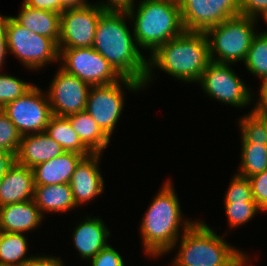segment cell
<instances>
[{
  "instance_id": "cell-27",
  "label": "cell",
  "mask_w": 267,
  "mask_h": 266,
  "mask_svg": "<svg viewBox=\"0 0 267 266\" xmlns=\"http://www.w3.org/2000/svg\"><path fill=\"white\" fill-rule=\"evenodd\" d=\"M250 111L239 118L241 137L247 143L267 145V119L259 110L252 108Z\"/></svg>"
},
{
  "instance_id": "cell-2",
  "label": "cell",
  "mask_w": 267,
  "mask_h": 266,
  "mask_svg": "<svg viewBox=\"0 0 267 266\" xmlns=\"http://www.w3.org/2000/svg\"><path fill=\"white\" fill-rule=\"evenodd\" d=\"M167 180L154 196L139 225L143 250L153 259L170 253L180 235H183L180 234L182 228L186 231L196 222L183 219L173 183Z\"/></svg>"
},
{
  "instance_id": "cell-19",
  "label": "cell",
  "mask_w": 267,
  "mask_h": 266,
  "mask_svg": "<svg viewBox=\"0 0 267 266\" xmlns=\"http://www.w3.org/2000/svg\"><path fill=\"white\" fill-rule=\"evenodd\" d=\"M44 216L33 199L0 207V231L23 234L38 228Z\"/></svg>"
},
{
  "instance_id": "cell-36",
  "label": "cell",
  "mask_w": 267,
  "mask_h": 266,
  "mask_svg": "<svg viewBox=\"0 0 267 266\" xmlns=\"http://www.w3.org/2000/svg\"><path fill=\"white\" fill-rule=\"evenodd\" d=\"M23 3L34 9L53 11L59 14L67 8L62 0H23Z\"/></svg>"
},
{
  "instance_id": "cell-22",
  "label": "cell",
  "mask_w": 267,
  "mask_h": 266,
  "mask_svg": "<svg viewBox=\"0 0 267 266\" xmlns=\"http://www.w3.org/2000/svg\"><path fill=\"white\" fill-rule=\"evenodd\" d=\"M33 201L43 216L46 212L66 213L77 207L70 184L35 185Z\"/></svg>"
},
{
  "instance_id": "cell-17",
  "label": "cell",
  "mask_w": 267,
  "mask_h": 266,
  "mask_svg": "<svg viewBox=\"0 0 267 266\" xmlns=\"http://www.w3.org/2000/svg\"><path fill=\"white\" fill-rule=\"evenodd\" d=\"M64 149L45 132L26 134L21 137L16 162L28 168L61 155Z\"/></svg>"
},
{
  "instance_id": "cell-15",
  "label": "cell",
  "mask_w": 267,
  "mask_h": 266,
  "mask_svg": "<svg viewBox=\"0 0 267 266\" xmlns=\"http://www.w3.org/2000/svg\"><path fill=\"white\" fill-rule=\"evenodd\" d=\"M102 153H92L84 157L77 165L70 186L75 204L86 206V203L97 198L104 191V179L99 167Z\"/></svg>"
},
{
  "instance_id": "cell-18",
  "label": "cell",
  "mask_w": 267,
  "mask_h": 266,
  "mask_svg": "<svg viewBox=\"0 0 267 266\" xmlns=\"http://www.w3.org/2000/svg\"><path fill=\"white\" fill-rule=\"evenodd\" d=\"M34 187L33 169L15 162L0 181V207L33 199Z\"/></svg>"
},
{
  "instance_id": "cell-7",
  "label": "cell",
  "mask_w": 267,
  "mask_h": 266,
  "mask_svg": "<svg viewBox=\"0 0 267 266\" xmlns=\"http://www.w3.org/2000/svg\"><path fill=\"white\" fill-rule=\"evenodd\" d=\"M6 39L8 52L30 71L41 70L52 62H60L59 47L53 39L29 31L13 16H6Z\"/></svg>"
},
{
  "instance_id": "cell-9",
  "label": "cell",
  "mask_w": 267,
  "mask_h": 266,
  "mask_svg": "<svg viewBox=\"0 0 267 266\" xmlns=\"http://www.w3.org/2000/svg\"><path fill=\"white\" fill-rule=\"evenodd\" d=\"M60 66L91 86L108 85L123 77L93 47L59 48Z\"/></svg>"
},
{
  "instance_id": "cell-40",
  "label": "cell",
  "mask_w": 267,
  "mask_h": 266,
  "mask_svg": "<svg viewBox=\"0 0 267 266\" xmlns=\"http://www.w3.org/2000/svg\"><path fill=\"white\" fill-rule=\"evenodd\" d=\"M262 84L260 85L259 91V99H253L254 101H257L256 103H267V76L261 80Z\"/></svg>"
},
{
  "instance_id": "cell-30",
  "label": "cell",
  "mask_w": 267,
  "mask_h": 266,
  "mask_svg": "<svg viewBox=\"0 0 267 266\" xmlns=\"http://www.w3.org/2000/svg\"><path fill=\"white\" fill-rule=\"evenodd\" d=\"M34 85L9 74H1L0 70V109L7 103L23 96Z\"/></svg>"
},
{
  "instance_id": "cell-37",
  "label": "cell",
  "mask_w": 267,
  "mask_h": 266,
  "mask_svg": "<svg viewBox=\"0 0 267 266\" xmlns=\"http://www.w3.org/2000/svg\"><path fill=\"white\" fill-rule=\"evenodd\" d=\"M21 266H65L60 257L57 256H46V255H34L32 259L25 262Z\"/></svg>"
},
{
  "instance_id": "cell-6",
  "label": "cell",
  "mask_w": 267,
  "mask_h": 266,
  "mask_svg": "<svg viewBox=\"0 0 267 266\" xmlns=\"http://www.w3.org/2000/svg\"><path fill=\"white\" fill-rule=\"evenodd\" d=\"M258 19L235 16L208 29L209 57L218 63L234 64L246 59L254 36Z\"/></svg>"
},
{
  "instance_id": "cell-3",
  "label": "cell",
  "mask_w": 267,
  "mask_h": 266,
  "mask_svg": "<svg viewBox=\"0 0 267 266\" xmlns=\"http://www.w3.org/2000/svg\"><path fill=\"white\" fill-rule=\"evenodd\" d=\"M148 58L143 89L154 77V68L184 83H198L208 63L209 41L205 32L184 31L159 46Z\"/></svg>"
},
{
  "instance_id": "cell-32",
  "label": "cell",
  "mask_w": 267,
  "mask_h": 266,
  "mask_svg": "<svg viewBox=\"0 0 267 266\" xmlns=\"http://www.w3.org/2000/svg\"><path fill=\"white\" fill-rule=\"evenodd\" d=\"M224 203L255 202L248 178L235 174L225 192Z\"/></svg>"
},
{
  "instance_id": "cell-25",
  "label": "cell",
  "mask_w": 267,
  "mask_h": 266,
  "mask_svg": "<svg viewBox=\"0 0 267 266\" xmlns=\"http://www.w3.org/2000/svg\"><path fill=\"white\" fill-rule=\"evenodd\" d=\"M28 239L23 234L0 231V265L21 266L34 256H26Z\"/></svg>"
},
{
  "instance_id": "cell-1",
  "label": "cell",
  "mask_w": 267,
  "mask_h": 266,
  "mask_svg": "<svg viewBox=\"0 0 267 266\" xmlns=\"http://www.w3.org/2000/svg\"><path fill=\"white\" fill-rule=\"evenodd\" d=\"M127 18L129 19L127 11L105 10L99 18L92 47L122 77L136 80L143 85L148 59L141 54L134 33L127 26Z\"/></svg>"
},
{
  "instance_id": "cell-11",
  "label": "cell",
  "mask_w": 267,
  "mask_h": 266,
  "mask_svg": "<svg viewBox=\"0 0 267 266\" xmlns=\"http://www.w3.org/2000/svg\"><path fill=\"white\" fill-rule=\"evenodd\" d=\"M2 110L22 136L45 132L52 116L47 94L35 84L23 96L7 103Z\"/></svg>"
},
{
  "instance_id": "cell-20",
  "label": "cell",
  "mask_w": 267,
  "mask_h": 266,
  "mask_svg": "<svg viewBox=\"0 0 267 266\" xmlns=\"http://www.w3.org/2000/svg\"><path fill=\"white\" fill-rule=\"evenodd\" d=\"M85 156L72 151H64L53 159L36 165L33 169L34 185L69 184L71 177Z\"/></svg>"
},
{
  "instance_id": "cell-28",
  "label": "cell",
  "mask_w": 267,
  "mask_h": 266,
  "mask_svg": "<svg viewBox=\"0 0 267 266\" xmlns=\"http://www.w3.org/2000/svg\"><path fill=\"white\" fill-rule=\"evenodd\" d=\"M245 68L260 80L267 76V33L258 32L244 60Z\"/></svg>"
},
{
  "instance_id": "cell-31",
  "label": "cell",
  "mask_w": 267,
  "mask_h": 266,
  "mask_svg": "<svg viewBox=\"0 0 267 266\" xmlns=\"http://www.w3.org/2000/svg\"><path fill=\"white\" fill-rule=\"evenodd\" d=\"M22 135L9 119L7 114L0 109V150L17 154Z\"/></svg>"
},
{
  "instance_id": "cell-38",
  "label": "cell",
  "mask_w": 267,
  "mask_h": 266,
  "mask_svg": "<svg viewBox=\"0 0 267 266\" xmlns=\"http://www.w3.org/2000/svg\"><path fill=\"white\" fill-rule=\"evenodd\" d=\"M7 53L9 52L6 39V16L0 14V70L4 67Z\"/></svg>"
},
{
  "instance_id": "cell-14",
  "label": "cell",
  "mask_w": 267,
  "mask_h": 266,
  "mask_svg": "<svg viewBox=\"0 0 267 266\" xmlns=\"http://www.w3.org/2000/svg\"><path fill=\"white\" fill-rule=\"evenodd\" d=\"M58 70L46 91L52 114L67 117L84 111L91 85L61 67Z\"/></svg>"
},
{
  "instance_id": "cell-43",
  "label": "cell",
  "mask_w": 267,
  "mask_h": 266,
  "mask_svg": "<svg viewBox=\"0 0 267 266\" xmlns=\"http://www.w3.org/2000/svg\"><path fill=\"white\" fill-rule=\"evenodd\" d=\"M265 23H267V16L264 18L263 20ZM265 32L267 33V31L265 30Z\"/></svg>"
},
{
  "instance_id": "cell-12",
  "label": "cell",
  "mask_w": 267,
  "mask_h": 266,
  "mask_svg": "<svg viewBox=\"0 0 267 266\" xmlns=\"http://www.w3.org/2000/svg\"><path fill=\"white\" fill-rule=\"evenodd\" d=\"M105 10L97 4L67 7L60 14L59 48L92 47L96 27Z\"/></svg>"
},
{
  "instance_id": "cell-13",
  "label": "cell",
  "mask_w": 267,
  "mask_h": 266,
  "mask_svg": "<svg viewBox=\"0 0 267 266\" xmlns=\"http://www.w3.org/2000/svg\"><path fill=\"white\" fill-rule=\"evenodd\" d=\"M185 31L206 32L241 15L240 0H178Z\"/></svg>"
},
{
  "instance_id": "cell-44",
  "label": "cell",
  "mask_w": 267,
  "mask_h": 266,
  "mask_svg": "<svg viewBox=\"0 0 267 266\" xmlns=\"http://www.w3.org/2000/svg\"><path fill=\"white\" fill-rule=\"evenodd\" d=\"M248 263H249V262H248V260H247V261H246V263L244 264V266H247V265H248Z\"/></svg>"
},
{
  "instance_id": "cell-29",
  "label": "cell",
  "mask_w": 267,
  "mask_h": 266,
  "mask_svg": "<svg viewBox=\"0 0 267 266\" xmlns=\"http://www.w3.org/2000/svg\"><path fill=\"white\" fill-rule=\"evenodd\" d=\"M228 226L236 228L248 223L249 220L254 218L257 213L263 210L256 204V202H234L224 203Z\"/></svg>"
},
{
  "instance_id": "cell-4",
  "label": "cell",
  "mask_w": 267,
  "mask_h": 266,
  "mask_svg": "<svg viewBox=\"0 0 267 266\" xmlns=\"http://www.w3.org/2000/svg\"><path fill=\"white\" fill-rule=\"evenodd\" d=\"M180 238L173 246L180 244L173 266H244L249 260L247 253L229 245L203 220H196Z\"/></svg>"
},
{
  "instance_id": "cell-24",
  "label": "cell",
  "mask_w": 267,
  "mask_h": 266,
  "mask_svg": "<svg viewBox=\"0 0 267 266\" xmlns=\"http://www.w3.org/2000/svg\"><path fill=\"white\" fill-rule=\"evenodd\" d=\"M45 133L54 139L64 151H72L89 156L92 152L82 143L78 134L72 128L69 118L52 114L46 126Z\"/></svg>"
},
{
  "instance_id": "cell-34",
  "label": "cell",
  "mask_w": 267,
  "mask_h": 266,
  "mask_svg": "<svg viewBox=\"0 0 267 266\" xmlns=\"http://www.w3.org/2000/svg\"><path fill=\"white\" fill-rule=\"evenodd\" d=\"M91 266H124L122 256L110 244L105 246L94 258L90 259Z\"/></svg>"
},
{
  "instance_id": "cell-16",
  "label": "cell",
  "mask_w": 267,
  "mask_h": 266,
  "mask_svg": "<svg viewBox=\"0 0 267 266\" xmlns=\"http://www.w3.org/2000/svg\"><path fill=\"white\" fill-rule=\"evenodd\" d=\"M110 235V230L100 217L86 215V219L75 226L72 239L80 257L89 261L110 243Z\"/></svg>"
},
{
  "instance_id": "cell-26",
  "label": "cell",
  "mask_w": 267,
  "mask_h": 266,
  "mask_svg": "<svg viewBox=\"0 0 267 266\" xmlns=\"http://www.w3.org/2000/svg\"><path fill=\"white\" fill-rule=\"evenodd\" d=\"M241 161L238 175L249 178L267 169V145L247 143L241 137Z\"/></svg>"
},
{
  "instance_id": "cell-5",
  "label": "cell",
  "mask_w": 267,
  "mask_h": 266,
  "mask_svg": "<svg viewBox=\"0 0 267 266\" xmlns=\"http://www.w3.org/2000/svg\"><path fill=\"white\" fill-rule=\"evenodd\" d=\"M138 4L127 13L140 49L152 54L163 43L185 31L177 0H140Z\"/></svg>"
},
{
  "instance_id": "cell-23",
  "label": "cell",
  "mask_w": 267,
  "mask_h": 266,
  "mask_svg": "<svg viewBox=\"0 0 267 266\" xmlns=\"http://www.w3.org/2000/svg\"><path fill=\"white\" fill-rule=\"evenodd\" d=\"M67 117L82 143L92 153L103 154L110 138L99 128L96 121L85 110Z\"/></svg>"
},
{
  "instance_id": "cell-35",
  "label": "cell",
  "mask_w": 267,
  "mask_h": 266,
  "mask_svg": "<svg viewBox=\"0 0 267 266\" xmlns=\"http://www.w3.org/2000/svg\"><path fill=\"white\" fill-rule=\"evenodd\" d=\"M241 15L259 19L267 16V0H240Z\"/></svg>"
},
{
  "instance_id": "cell-33",
  "label": "cell",
  "mask_w": 267,
  "mask_h": 266,
  "mask_svg": "<svg viewBox=\"0 0 267 266\" xmlns=\"http://www.w3.org/2000/svg\"><path fill=\"white\" fill-rule=\"evenodd\" d=\"M248 179L251 184L254 201L263 212H267V169Z\"/></svg>"
},
{
  "instance_id": "cell-10",
  "label": "cell",
  "mask_w": 267,
  "mask_h": 266,
  "mask_svg": "<svg viewBox=\"0 0 267 266\" xmlns=\"http://www.w3.org/2000/svg\"><path fill=\"white\" fill-rule=\"evenodd\" d=\"M231 64L210 61L198 83L207 96L227 105L245 108L250 105V89L232 70Z\"/></svg>"
},
{
  "instance_id": "cell-42",
  "label": "cell",
  "mask_w": 267,
  "mask_h": 266,
  "mask_svg": "<svg viewBox=\"0 0 267 266\" xmlns=\"http://www.w3.org/2000/svg\"><path fill=\"white\" fill-rule=\"evenodd\" d=\"M255 104L253 108L259 110L260 113L267 119V103H255Z\"/></svg>"
},
{
  "instance_id": "cell-21",
  "label": "cell",
  "mask_w": 267,
  "mask_h": 266,
  "mask_svg": "<svg viewBox=\"0 0 267 266\" xmlns=\"http://www.w3.org/2000/svg\"><path fill=\"white\" fill-rule=\"evenodd\" d=\"M17 16L13 18L29 31L53 39L57 44L60 39V14L53 11L31 8L22 2Z\"/></svg>"
},
{
  "instance_id": "cell-8",
  "label": "cell",
  "mask_w": 267,
  "mask_h": 266,
  "mask_svg": "<svg viewBox=\"0 0 267 266\" xmlns=\"http://www.w3.org/2000/svg\"><path fill=\"white\" fill-rule=\"evenodd\" d=\"M122 87H126L129 89L128 91L131 90L134 93L143 89L140 82L123 77L112 84L91 86L88 93L85 111L110 139L125 104Z\"/></svg>"
},
{
  "instance_id": "cell-39",
  "label": "cell",
  "mask_w": 267,
  "mask_h": 266,
  "mask_svg": "<svg viewBox=\"0 0 267 266\" xmlns=\"http://www.w3.org/2000/svg\"><path fill=\"white\" fill-rule=\"evenodd\" d=\"M16 162L14 153L0 150V181L7 173L8 169Z\"/></svg>"
},
{
  "instance_id": "cell-41",
  "label": "cell",
  "mask_w": 267,
  "mask_h": 266,
  "mask_svg": "<svg viewBox=\"0 0 267 266\" xmlns=\"http://www.w3.org/2000/svg\"><path fill=\"white\" fill-rule=\"evenodd\" d=\"M67 7L85 6L89 4L88 0H62Z\"/></svg>"
}]
</instances>
